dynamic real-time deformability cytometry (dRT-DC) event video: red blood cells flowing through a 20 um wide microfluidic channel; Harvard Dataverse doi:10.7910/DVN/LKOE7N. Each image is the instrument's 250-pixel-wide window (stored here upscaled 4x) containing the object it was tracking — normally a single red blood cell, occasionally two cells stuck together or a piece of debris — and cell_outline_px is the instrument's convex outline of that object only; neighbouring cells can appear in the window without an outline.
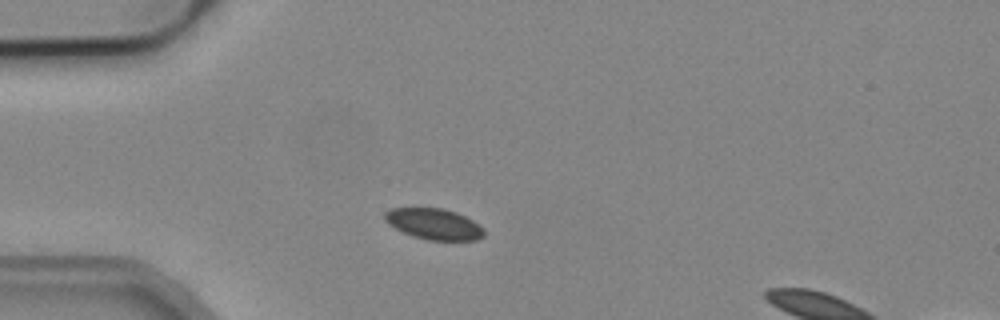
{"species": "common noctule bat (a hibernating species)", "species_latin": "Nyctalus noctula", "temperature_condition": "cold", "stored_images_in_passage": 2, "segment_of_instrument_passage": [1, 2], "camera_frame_rate_fps": 3000, "um_per_image_px": 0.085, "animal": {"sex": "male", "body_mass_g": 19.2, "forearm_length_mm": 51.8}, "frame": {"image": 1, "passage_image": 1, "time_ms": 0.0, "image_size_px": [1000, 320], "cell_outline_px": [[484, 236], [476, 240], [428, 240], [412, 236], [388, 224], [384, 220], [384, 212], [392, 208], [444, 208], [456, 212], [480, 224], [484, 228]], "centroid_in_image_um": [36.89, 19.04], "position_along_channel_um": 48.1, "area_um2": 17.98}}